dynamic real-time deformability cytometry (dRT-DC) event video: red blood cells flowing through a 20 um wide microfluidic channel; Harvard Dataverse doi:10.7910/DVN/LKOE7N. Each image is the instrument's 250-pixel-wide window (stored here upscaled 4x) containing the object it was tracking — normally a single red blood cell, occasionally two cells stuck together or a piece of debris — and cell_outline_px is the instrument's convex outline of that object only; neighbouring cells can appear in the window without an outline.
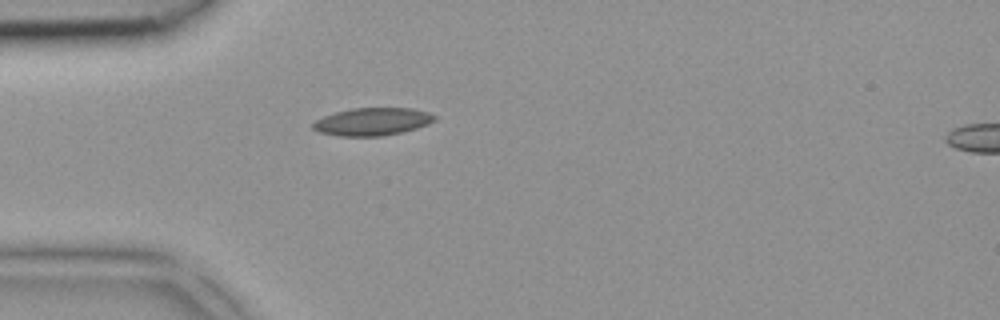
{"species": "common noctule bat (a hibernating species)", "species_latin": "Nyctalus noctula", "temperature_condition": "room temperature", "stored_images_in_passage": 2, "segment_of_instrument_passage": [1, 2], "camera_frame_rate_fps": 3000, "um_per_image_px": 0.085, "animal": {"sex": "female", "body_mass_g": 18.4}, "frame": {"image": 1, "passage_image": 1, "time_ms": 0.0, "image_size_px": [1000, 320], "cell_outline_px": [[436, 120], [428, 124], [416, 128], [400, 132], [380, 136], [340, 136], [320, 132], [312, 128], [312, 124], [316, 120], [324, 116], [336, 112], [352, 108], [412, 108], [428, 112], [436, 116]], "centroid_in_image_um": [31.66, 10.33], "position_along_channel_um": 53.3, "area_um2": 19.48}}